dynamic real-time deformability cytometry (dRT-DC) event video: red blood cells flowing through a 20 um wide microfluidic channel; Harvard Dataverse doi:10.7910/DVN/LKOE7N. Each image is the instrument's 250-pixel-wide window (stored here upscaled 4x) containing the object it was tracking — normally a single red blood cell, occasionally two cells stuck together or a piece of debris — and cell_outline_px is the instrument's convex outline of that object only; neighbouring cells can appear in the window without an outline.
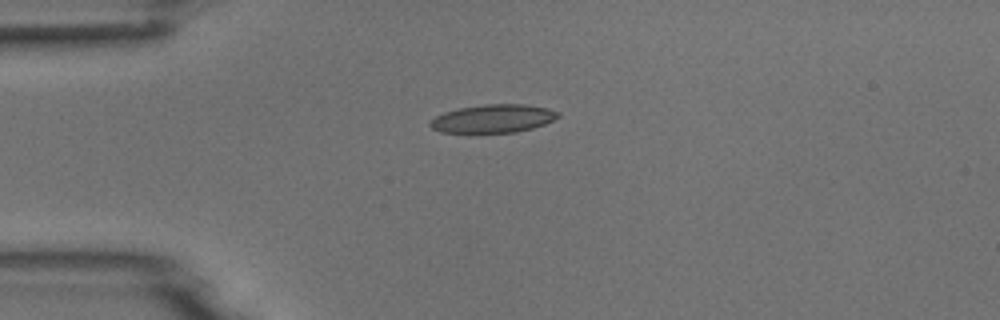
{"species": "common noctule bat (a hibernating species)", "species_latin": "Nyctalus noctula", "temperature_condition": "room temperature", "stored_images_in_passage": 8, "camera_frame_rate_fps": 3000, "um_per_image_px": 0.085, "animal": {"sex": "male", "body_mass_g": 18.8}, "frame": {"image": 1, "passage_image": 3, "time_ms": 0.667, "image_size_px": [1000, 320], "cell_outline_px": [[560, 116], [544, 124], [532, 128], [516, 132], [468, 136], [440, 132], [432, 128], [428, 124], [436, 116], [444, 112], [460, 108], [484, 104], [524, 104], [548, 108], [560, 112]], "centroid_in_image_um": [41.85, 10.13], "position_along_channel_um": 43.1, "area_um2": 21.96}}